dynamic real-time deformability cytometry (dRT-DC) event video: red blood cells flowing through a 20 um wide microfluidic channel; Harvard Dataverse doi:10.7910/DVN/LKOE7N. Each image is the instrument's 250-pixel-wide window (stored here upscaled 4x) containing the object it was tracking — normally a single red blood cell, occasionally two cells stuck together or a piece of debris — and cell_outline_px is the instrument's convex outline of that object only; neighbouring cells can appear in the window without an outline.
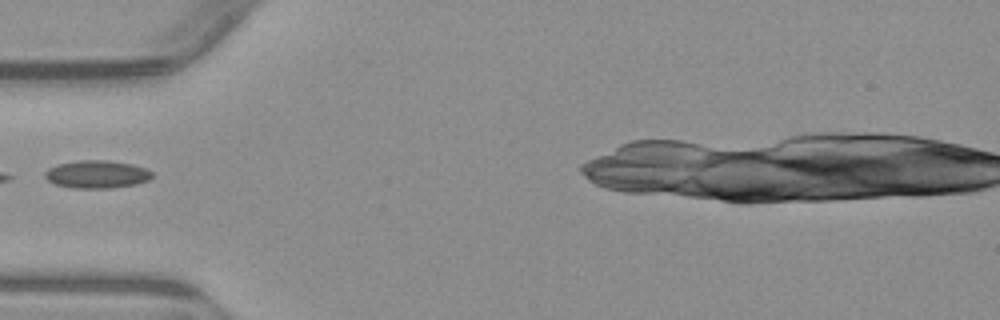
{"species": "common noctule bat (a hibernating species)", "species_latin": "Nyctalus noctula", "temperature_condition": "warm", "stored_images_in_passage": 4, "camera_frame_rate_fps": 3000, "um_per_image_px": 0.085, "animal": {"sex": "male", "body_mass_g": 23.1, "forearm_length_mm": 52.7}, "frame": {"image": 1, "passage_image": 4, "time_ms": 3.333, "image_size_px": [1000, 320], "cell_outline_px": [[152, 176], [148, 180], [136, 184], [112, 188], [72, 188], [56, 184], [48, 180], [44, 176], [44, 172], [48, 168], [56, 164], [80, 160], [108, 160], [132, 164], [144, 168], [152, 172]], "centroid_in_image_um": [8.21, 14.81], "position_along_channel_um": 76.8, "area_um2": 17.4}}